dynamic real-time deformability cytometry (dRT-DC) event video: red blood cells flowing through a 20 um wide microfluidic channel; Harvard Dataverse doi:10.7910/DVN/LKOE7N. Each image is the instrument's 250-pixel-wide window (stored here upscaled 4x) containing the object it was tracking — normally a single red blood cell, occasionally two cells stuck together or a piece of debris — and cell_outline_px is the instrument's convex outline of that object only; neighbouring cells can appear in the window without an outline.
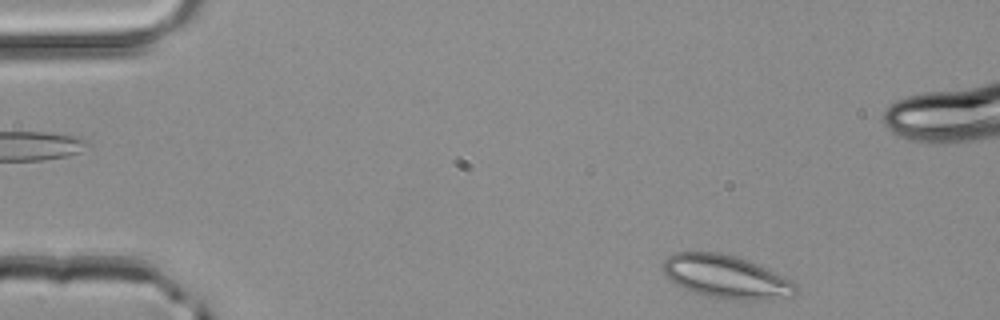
{"species": "common noctule bat (a hibernating species)", "species_latin": "Nyctalus noctula", "temperature_condition": "room temperature", "stored_images_in_passage": 4, "camera_frame_rate_fps": 3000, "um_per_image_px": 0.085, "animal": {"sex": "male", "body_mass_g": 20.4}, "frame": {"image": 1, "passage_image": 4, "time_ms": 1.0, "image_size_px": [1000, 320], "cell_outline_px": [[796, 292], [792, 296], [772, 300], [724, 300], [708, 296], [684, 288], [676, 284], [664, 276], [664, 260], [668, 256], [676, 252], [720, 252], [736, 256], [748, 260], [792, 280], [796, 284]], "centroid_in_image_um": [61.73, 23.54], "position_along_channel_um": 23.3, "area_um2": 33.52}}